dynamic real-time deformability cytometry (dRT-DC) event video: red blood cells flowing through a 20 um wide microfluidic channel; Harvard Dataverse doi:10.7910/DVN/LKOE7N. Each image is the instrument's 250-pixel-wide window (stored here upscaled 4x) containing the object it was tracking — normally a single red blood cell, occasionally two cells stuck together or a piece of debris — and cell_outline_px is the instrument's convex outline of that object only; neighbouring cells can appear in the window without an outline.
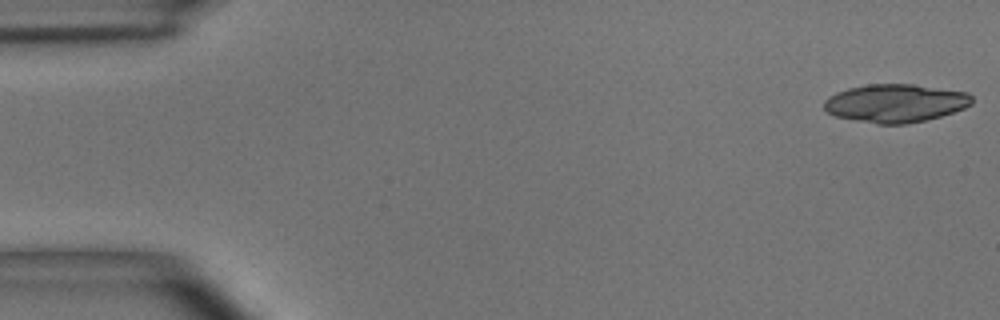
{"species": "common noctule bat (a hibernating species)", "species_latin": "Nyctalus noctula", "temperature_condition": "room temperature", "stored_images_in_passage": 10, "camera_frame_rate_fps": 3000, "um_per_image_px": 0.085, "animal": {"sex": "male", "body_mass_g": 15.6}, "frame": {"image": 1, "passage_image": 1, "time_ms": 0.0, "image_size_px": [1000, 320], "cell_outline_px": [[972, 104], [964, 108], [940, 116], [924, 120], [904, 124], [876, 124], [836, 116], [828, 112], [824, 108], [824, 100], [828, 96], [836, 92], [848, 88], [868, 84], [912, 84], [968, 92], [972, 96]], "centroid_in_image_um": [76.1, 8.76], "position_along_channel_um": 8.9, "area_um2": 32.83}}